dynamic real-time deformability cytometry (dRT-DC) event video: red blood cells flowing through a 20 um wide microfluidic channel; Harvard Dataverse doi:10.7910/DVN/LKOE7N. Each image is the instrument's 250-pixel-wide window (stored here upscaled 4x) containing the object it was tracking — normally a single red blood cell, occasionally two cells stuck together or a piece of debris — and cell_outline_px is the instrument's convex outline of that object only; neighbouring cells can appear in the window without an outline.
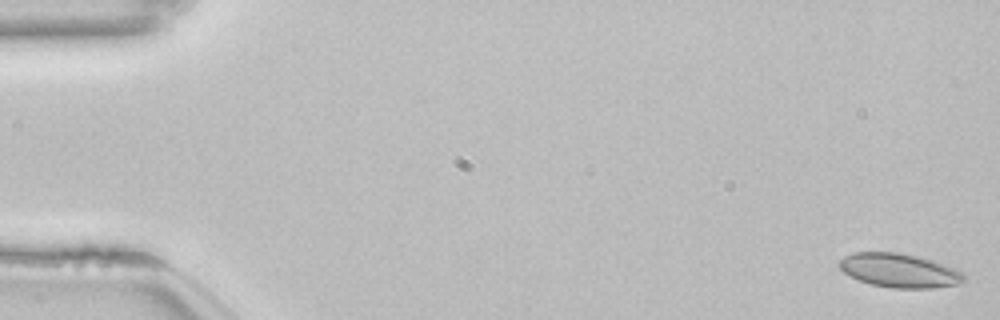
{"species": "common noctule bat (a hibernating species)", "species_latin": "Nyctalus noctula", "temperature_condition": "room temperature", "stored_images_in_passage": 15, "camera_frame_rate_fps": 3000, "um_per_image_px": 0.085, "animal": {"sex": "female", "body_mass_g": 22.7, "forearm_length_mm": 54.2}, "frame": {"image": 1, "passage_image": 1, "time_ms": 0.0, "image_size_px": [1000, 320], "cell_outline_px": [[964, 280], [960, 284], [932, 288], [892, 288], [872, 284], [860, 280], [844, 272], [836, 264], [844, 256], [852, 252], [900, 252], [932, 260], [944, 264], [960, 272], [964, 276]], "centroid_in_image_um": [76.41, 22.98], "position_along_channel_um": 8.6, "area_um2": 24.51}}
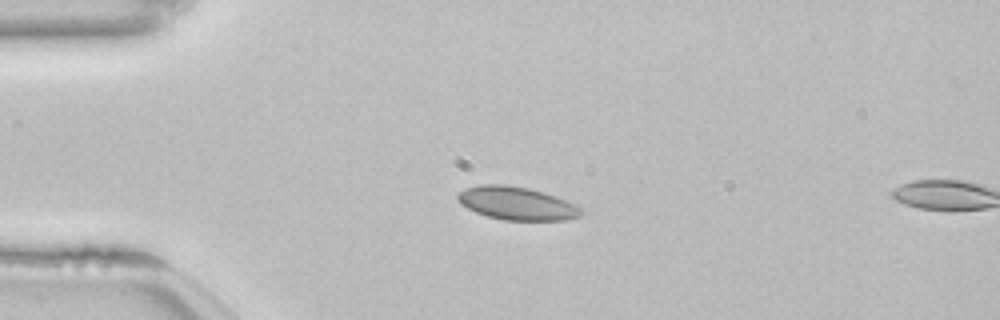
{"frame": {"image": 2, "passage_image": 13, "time_ms": 4.0, "image_size_px": [1000, 320], "cell_outline_px": [[584, 212], [580, 216], [564, 220], [504, 220], [488, 216], [476, 212], [460, 204], [456, 200], [456, 196], [464, 188], [480, 184], [504, 184], [528, 188], [544, 192], [556, 196], [576, 204]], "centroid_in_image_um": [43.91, 17.27], "position_along_channel_um": 41.1, "area_um2": 23.93}}